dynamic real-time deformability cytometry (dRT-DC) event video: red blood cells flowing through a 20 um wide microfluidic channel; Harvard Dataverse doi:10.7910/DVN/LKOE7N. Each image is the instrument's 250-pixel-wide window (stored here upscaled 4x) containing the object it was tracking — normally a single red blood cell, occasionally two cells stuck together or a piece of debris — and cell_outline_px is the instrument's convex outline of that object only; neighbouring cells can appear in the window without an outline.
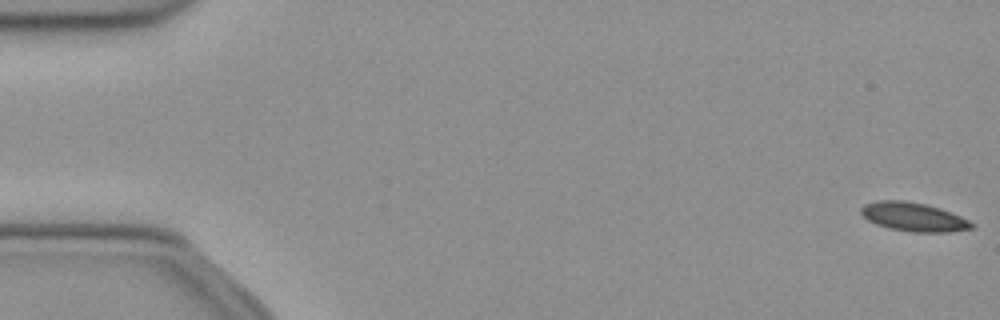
{"species": "common noctule bat (a hibernating species)", "species_latin": "Nyctalus noctula", "temperature_condition": "cold", "stored_images_in_passage": 52, "camera_frame_rate_fps": 3000, "um_per_image_px": 0.085, "animal": {"sex": "female", "body_mass_g": 21.9}, "frame": {"image": 1, "passage_image": 1, "time_ms": 0.0, "image_size_px": [1000, 320], "cell_outline_px": [[976, 224], [972, 228], [948, 232], [912, 232], [888, 228], [876, 224], [868, 220], [860, 212], [860, 208], [864, 204], [876, 200], [904, 200], [924, 204], [940, 208], [960, 216]], "centroid_in_image_um": [77.63, 18.43], "position_along_channel_um": 7.4, "area_um2": 18.55}}
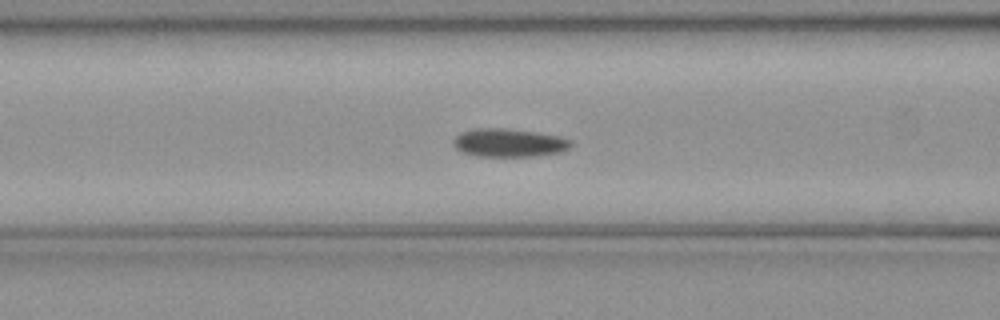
{"frame": {"image": 2, "passage_image": 21, "time_ms": 6.667, "image_size_px": [1000, 320], "cell_outline_px": [[572, 144], [564, 152], [532, 156], [476, 156], [460, 152], [452, 144], [452, 140], [460, 132], [472, 128], [504, 128], [536, 132], [560, 136], [572, 140]], "centroid_in_image_um": [43.23, 12.13], "position_along_channel_um": 123.4, "area_um2": 19.65}}
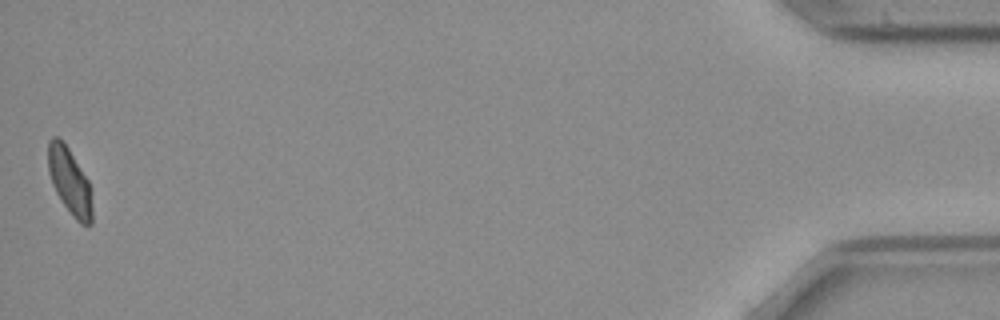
{"frame": {"image": 3, "passage_image": 52, "time_ms": 17.0, "image_size_px": [1000, 320], "cell_outline_px": [[92, 224], [80, 224], [76, 220], [64, 204], [56, 192], [52, 184], [48, 172], [48, 140], [52, 136], [56, 136], [68, 148], [88, 180], [92, 208]], "centroid_in_image_um": [5.9, 15.41], "position_along_channel_um": 429.3, "area_um2": 16.7}}